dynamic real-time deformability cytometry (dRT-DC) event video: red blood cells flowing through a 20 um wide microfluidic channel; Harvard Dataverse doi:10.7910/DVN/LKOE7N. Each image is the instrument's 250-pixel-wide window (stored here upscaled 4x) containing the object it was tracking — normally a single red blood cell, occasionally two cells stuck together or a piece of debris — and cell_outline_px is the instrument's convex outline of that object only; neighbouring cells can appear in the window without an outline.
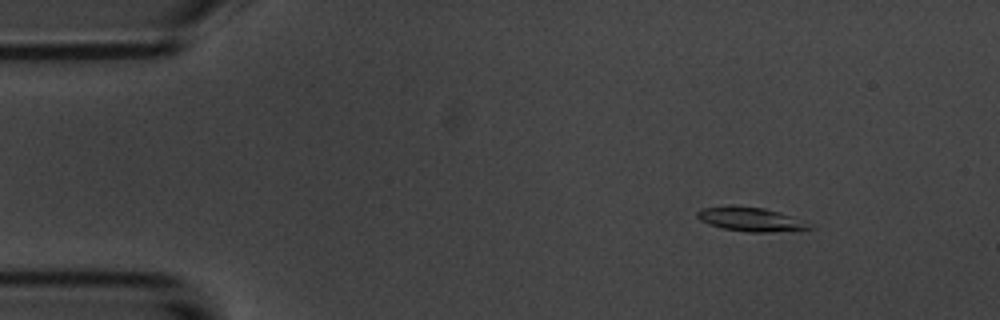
{"species": "common noctule bat (a hibernating species)", "species_latin": "Nyctalus noctula", "temperature_condition": "room temperature", "stored_images_in_passage": 7, "camera_frame_rate_fps": 3000, "um_per_image_px": 0.085, "animal": {"sex": "male", "body_mass_g": 20.1, "forearm_length_mm": 53.5}, "frame": {"image": 1, "passage_image": 1, "time_ms": 0.0, "image_size_px": [1000, 320], "cell_outline_px": [[812, 228], [768, 232], [748, 232], [720, 228], [708, 224], [700, 220], [696, 216], [696, 212], [700, 208], [728, 204], [732, 204], [764, 208], [780, 212], [792, 216]], "centroid_in_image_um": [63.63, 18.6], "position_along_channel_um": 21.4, "area_um2": 15.72}}
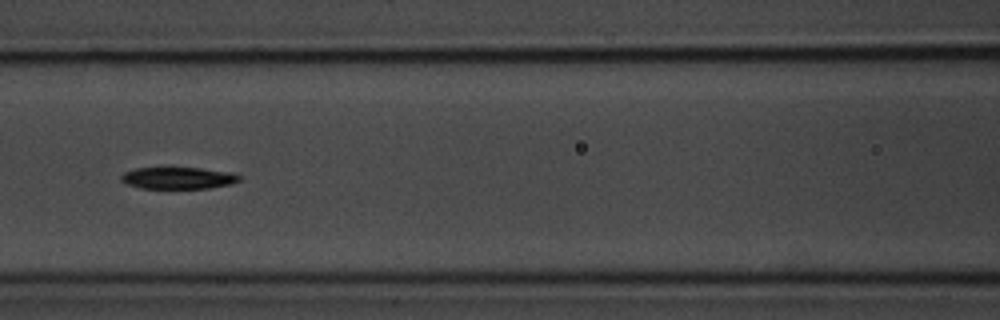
{"frame": {"image": 2, "passage_image": 6, "time_ms": 5.667, "image_size_px": [1000, 320], "cell_outline_px": [[240, 180], [232, 184], [208, 188], [140, 188], [128, 184], [120, 180], [120, 176], [124, 172], [136, 168], [200, 168], [232, 172], [240, 176]], "centroid_in_image_um": [15.15, 15.13], "position_along_channel_um": 151.5, "area_um2": 14.97}}
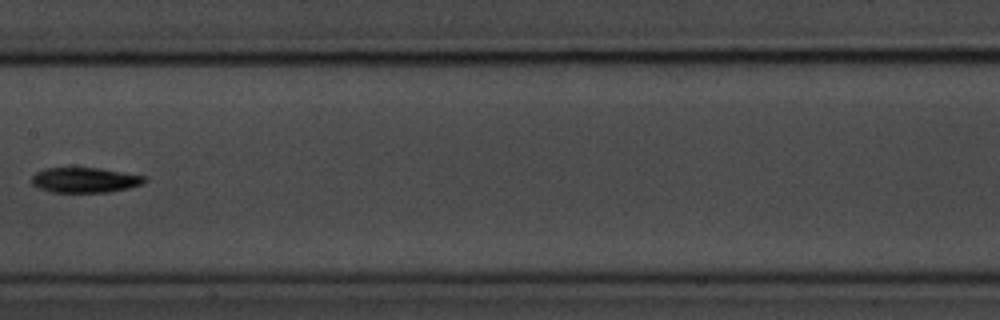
{"frame": {"image": 3, "passage_image": 7, "time_ms": 7.0, "image_size_px": [1000, 320], "cell_outline_px": [[148, 180], [144, 184], [128, 188], [108, 192], [52, 192], [40, 188], [32, 184], [32, 176], [36, 172], [44, 168], [100, 168], [148, 176]], "centroid_in_image_um": [7.27, 15.3], "position_along_channel_um": 200.1, "area_um2": 16.65}}